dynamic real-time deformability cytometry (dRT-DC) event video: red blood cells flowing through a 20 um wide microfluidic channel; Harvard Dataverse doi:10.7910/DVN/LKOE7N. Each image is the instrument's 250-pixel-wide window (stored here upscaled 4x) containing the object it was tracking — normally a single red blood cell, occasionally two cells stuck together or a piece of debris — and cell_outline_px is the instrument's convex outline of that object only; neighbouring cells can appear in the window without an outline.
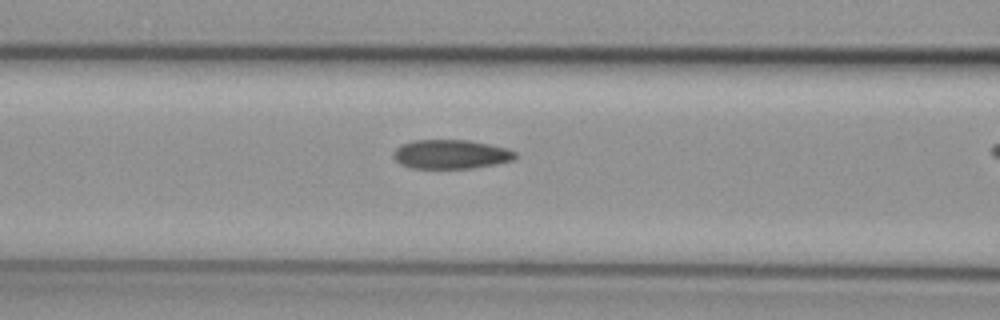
{"species": "common noctule bat (a hibernating species)", "species_latin": "Nyctalus noctula", "temperature_condition": "cold", "stored_images_in_passage": 20, "camera_frame_rate_fps": 3000, "um_per_image_px": 0.085, "animal": {"sex": "female", "body_mass_g": 29.2, "forearm_length_mm": 56.3}, "frame": {"image": 1, "passage_image": 15, "time_ms": 4.667, "image_size_px": [1000, 320], "cell_outline_px": [[516, 156], [512, 160], [496, 164], [472, 168], [412, 168], [400, 164], [392, 156], [392, 152], [400, 144], [416, 140], [468, 140], [508, 148], [516, 152]], "centroid_in_image_um": [38.3, 13.11], "position_along_channel_um": 128.3, "area_um2": 20.69}}